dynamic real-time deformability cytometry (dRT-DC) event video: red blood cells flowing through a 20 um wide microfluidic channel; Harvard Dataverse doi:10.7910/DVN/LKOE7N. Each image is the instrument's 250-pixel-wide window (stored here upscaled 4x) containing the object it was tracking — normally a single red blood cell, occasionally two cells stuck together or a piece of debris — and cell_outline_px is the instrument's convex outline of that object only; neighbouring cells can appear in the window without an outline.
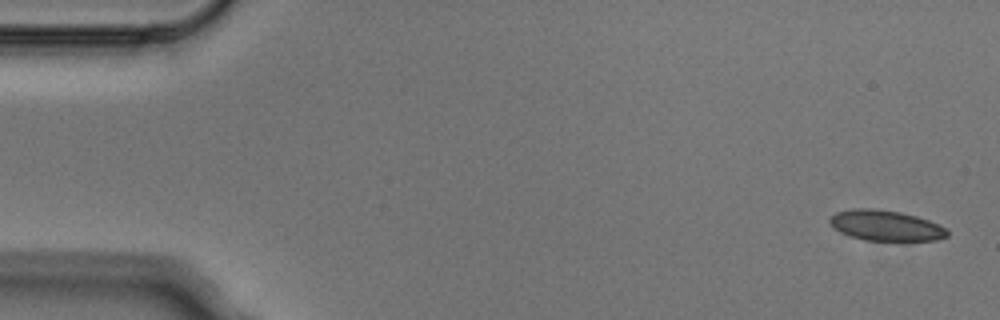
{"species": "Egyptian fruit bat (a non-hibernating species)", "species_latin": "Rousettus aegyptiacus", "temperature_condition": "cold", "stored_images_in_passage": 5, "camera_frame_rate_fps": 3000, "um_per_image_px": 0.085, "animal": {"sex": "male"}, "frame": {"image": 1, "passage_image": 1, "time_ms": 0.0, "image_size_px": [1000, 320], "cell_outline_px": [[948, 236], [936, 240], [864, 240], [848, 236], [832, 228], [828, 220], [836, 212], [852, 208], [872, 208], [900, 212], [916, 216], [928, 220], [944, 228], [948, 232]], "centroid_in_image_um": [75.22, 19.16], "position_along_channel_um": 9.8, "area_um2": 20.81}}
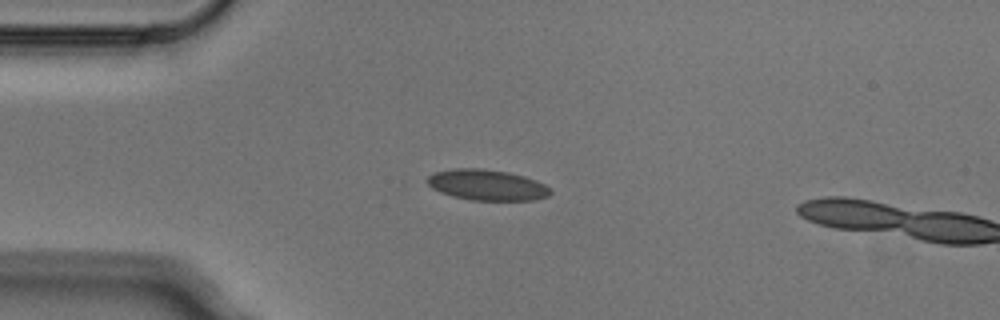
{"frame": {"image": 2, "passage_image": 4, "time_ms": 1.0, "image_size_px": [1000, 320], "cell_outline_px": [[552, 192], [548, 196], [536, 200], [472, 200], [452, 196], [440, 192], [432, 188], [424, 180], [428, 176], [436, 172], [452, 168], [484, 168], [508, 172], [524, 176], [536, 180], [544, 184]], "centroid_in_image_um": [41.37, 15.71], "position_along_channel_um": 43.6, "area_um2": 22.2}}